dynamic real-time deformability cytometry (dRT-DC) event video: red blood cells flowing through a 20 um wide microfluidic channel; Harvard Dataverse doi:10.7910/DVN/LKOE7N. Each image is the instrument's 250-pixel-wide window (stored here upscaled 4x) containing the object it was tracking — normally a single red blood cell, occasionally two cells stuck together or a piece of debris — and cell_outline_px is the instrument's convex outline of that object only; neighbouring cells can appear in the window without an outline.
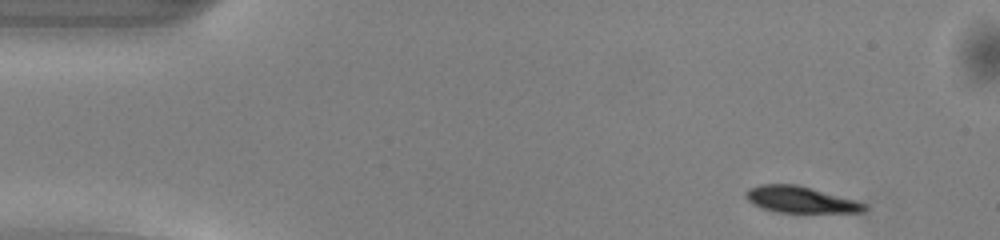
{"species": "common noctule bat (a hibernating species)", "species_latin": "Nyctalus noctula", "temperature_condition": "warm", "stored_images_in_passage": 46, "camera_frame_rate_fps": 3000, "um_per_image_px": 0.085, "animal": {"sex": "male", "body_mass_g": 13.0, "forearm_length_mm": 53.1}, "frame": {"image": 1, "passage_image": 1, "time_ms": 0.0, "image_size_px": [1000, 240], "cell_outline_px": [[868, 208], [864, 212], [776, 212], [752, 204], [744, 196], [744, 192], [748, 188], [760, 184], [796, 184], [812, 188], [856, 200], [868, 204]], "centroid_in_image_um": [68.04, 16.96], "position_along_channel_um": 17.0, "area_um2": 18.32}}
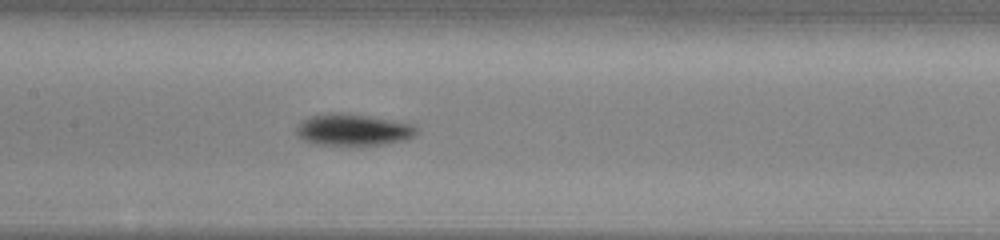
{"frame": {"image": 2, "passage_image": 20, "time_ms": 6.333, "image_size_px": [1000, 240], "cell_outline_px": [[420, 128], [416, 136], [404, 140], [384, 144], [312, 144], [296, 136], [296, 128], [304, 120], [312, 116], [328, 112], [348, 112], [416, 124]], "centroid_in_image_um": [30.07, 11.01], "position_along_channel_um": 177.3, "area_um2": 22.43}}
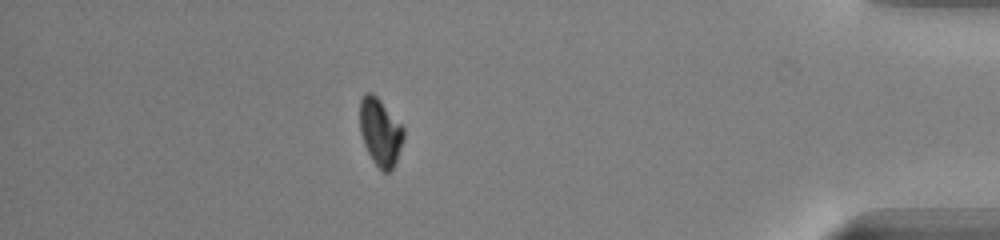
{"frame": {"image": 3, "passage_image": 40, "time_ms": 13.0, "image_size_px": [1000, 240], "cell_outline_px": [[404, 140], [396, 160], [392, 168], [388, 172], [384, 172], [372, 160], [364, 144], [360, 132], [360, 100], [364, 92], [372, 92], [404, 124]], "centroid_in_image_um": [32.34, 11.18], "position_along_channel_um": 402.9, "area_um2": 17.4}, "authors_computed_cell_mechanics": {"area_um2": 19.4786, "velocity_mm_per_s": 4.1022, "shape_relaxation_time_tau1_ms": 1.2207, "shape_relaxation_time_tau2_ms": null, "deformation_change_tau1": 0.1148, "deformation_change_tau2": null}}